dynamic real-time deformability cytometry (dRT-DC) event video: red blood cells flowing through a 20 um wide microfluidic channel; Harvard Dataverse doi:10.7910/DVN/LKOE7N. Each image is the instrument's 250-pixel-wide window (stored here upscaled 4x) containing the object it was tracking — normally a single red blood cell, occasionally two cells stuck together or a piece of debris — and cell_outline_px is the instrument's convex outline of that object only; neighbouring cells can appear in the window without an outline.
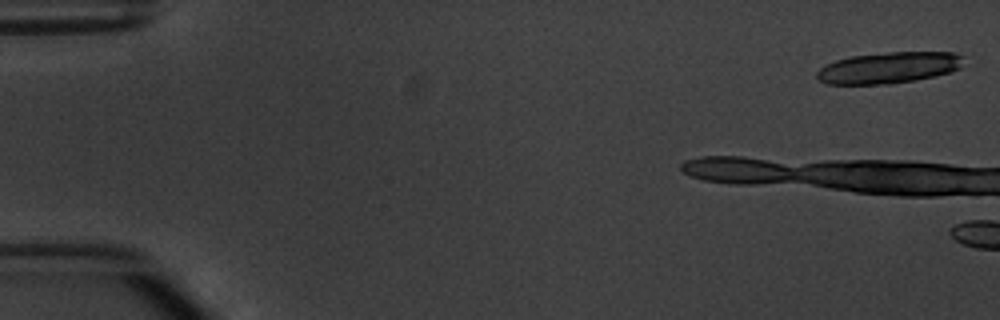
{"species": "common noctule bat (a hibernating species)", "species_latin": "Nyctalus noctula", "temperature_condition": "warm", "stored_images_in_passage": 2, "camera_frame_rate_fps": 3000, "um_per_image_px": 0.085, "animal": {"sex": "male", "body_mass_g": 20.1, "forearm_length_mm": 53.5}, "frame": {"image": 1, "passage_image": 1, "time_ms": 0.0, "image_size_px": [1000, 320], "cell_outline_px": [[964, 56], [960, 68], [936, 76], [892, 84], [828, 84], [820, 80], [816, 76], [816, 72], [820, 68], [836, 60], [848, 56], [888, 52], [956, 52]], "centroid_in_image_um": [75.55, 5.75], "position_along_channel_um": 9.4, "area_um2": 26.82}}